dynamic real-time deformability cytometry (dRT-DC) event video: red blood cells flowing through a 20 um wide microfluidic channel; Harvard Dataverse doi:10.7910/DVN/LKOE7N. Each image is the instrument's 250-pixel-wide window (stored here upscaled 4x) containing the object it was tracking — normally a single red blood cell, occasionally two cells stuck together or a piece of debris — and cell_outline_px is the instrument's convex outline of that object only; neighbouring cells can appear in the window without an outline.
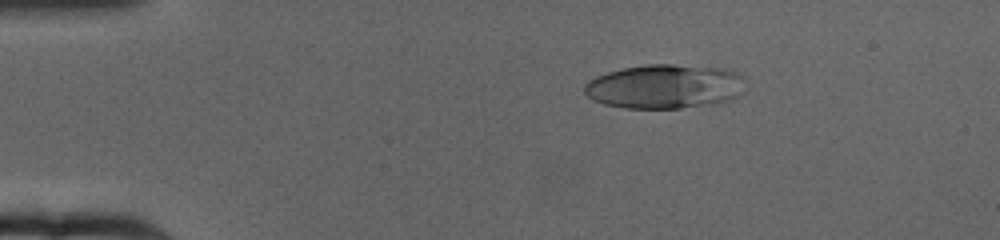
{"species": "human", "species_latin": "Homo sapiens", "temperature_condition": "cold", "stored_images_in_passage": 65, "camera_frame_rate_fps": 3000, "um_per_image_px": 0.085, "donor": {"sex": "female"}, "frame": {"image": 1, "passage_image": 12, "time_ms": 3.667, "image_size_px": [1000, 240], "cell_outline_px": [[744, 92], [728, 100], [712, 104], [680, 108], [624, 108], [604, 104], [592, 100], [584, 92], [584, 84], [588, 80], [596, 76], [608, 72], [624, 68], [648, 64], [672, 64], [724, 68], [736, 72], [744, 76]], "centroid_in_image_um": [56.51, 7.35], "position_along_channel_um": 28.5, "area_um2": 41.73}}
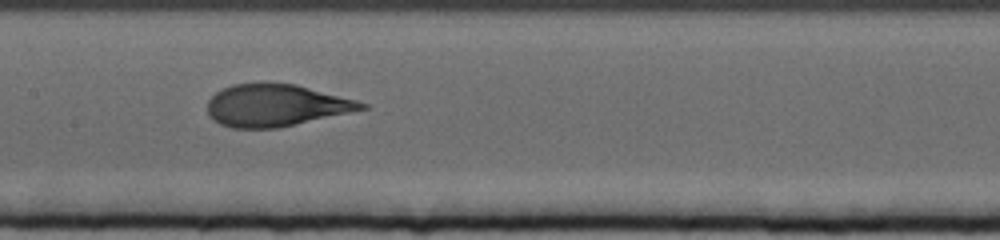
{"frame": {"image": 2, "passage_image": 33, "time_ms": 10.667, "image_size_px": [1000, 240], "cell_outline_px": [[368, 108], [276, 128], [232, 128], [220, 124], [212, 120], [208, 112], [208, 100], [216, 92], [232, 84], [264, 80], [296, 84], [356, 100], [368, 104]], "centroid_in_image_um": [23.4, 8.92], "position_along_channel_um": 184.0, "area_um2": 38.09}}
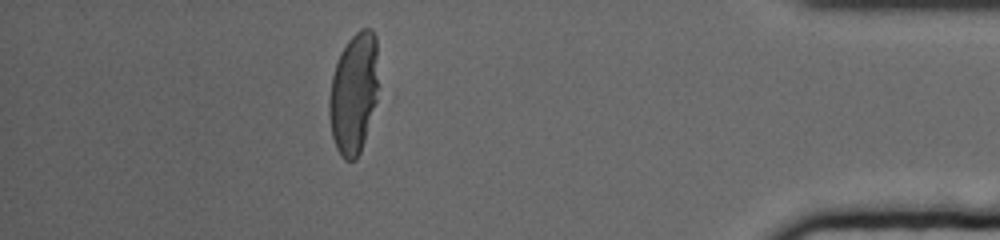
{"frame": {"image": 3, "passage_image": 58, "time_ms": 19.0, "image_size_px": [1000, 240], "cell_outline_px": [[380, 88], [364, 140], [360, 152], [356, 160], [344, 160], [336, 148], [332, 136], [328, 112], [328, 96], [332, 76], [340, 52], [348, 40], [360, 28], [372, 28], [376, 36], [380, 84]], "centroid_in_image_um": [30.09, 7.88], "position_along_channel_um": 405.1, "area_um2": 35.49}, "authors_computed_cell_mechanics": {"area_um2": 38.8416, "velocity_mm_per_s": 3.1455, "shape_relaxation_time_tau1_ms": 5.4068, "shape_relaxation_time_tau2_ms": 0.8957, "deformation_change_tau1": 0.2201, "deformation_change_tau2": 0.0785}}